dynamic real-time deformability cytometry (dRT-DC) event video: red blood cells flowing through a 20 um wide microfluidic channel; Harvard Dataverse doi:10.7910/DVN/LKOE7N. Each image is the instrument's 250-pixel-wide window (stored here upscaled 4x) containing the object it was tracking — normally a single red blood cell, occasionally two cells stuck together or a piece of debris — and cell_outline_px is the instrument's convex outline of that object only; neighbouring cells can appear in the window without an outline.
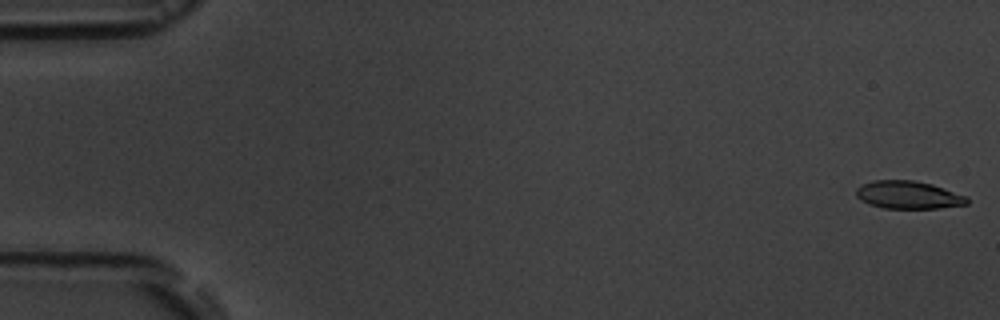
{"species": "common noctule bat (a hibernating species)", "species_latin": "Nyctalus noctula", "temperature_condition": "room temperature", "stored_images_in_passage": 5, "camera_frame_rate_fps": 3000, "um_per_image_px": 0.085, "animal": {"sex": "male", "body_mass_g": 19.5, "forearm_length_mm": 54.6}, "frame": {"image": 1, "passage_image": 1, "time_ms": 0.0, "image_size_px": [1000, 320], "cell_outline_px": [[968, 204], [940, 208], [884, 208], [868, 204], [860, 200], [856, 196], [856, 188], [872, 180], [912, 180], [932, 184], [968, 196]], "centroid_in_image_um": [77.21, 16.57], "position_along_channel_um": 7.8, "area_um2": 18.03}}
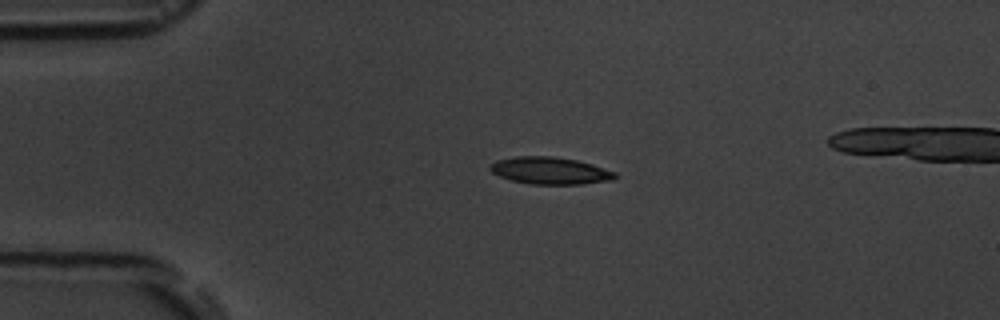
{"frame": {"image": 2, "passage_image": 3, "time_ms": 4.0, "image_size_px": [1000, 320], "cell_outline_px": [[616, 176], [612, 180], [580, 184], [528, 184], [512, 180], [500, 176], [492, 172], [488, 168], [496, 160], [516, 156], [556, 156], [576, 160], [592, 164], [616, 172]], "centroid_in_image_um": [46.75, 14.5], "position_along_channel_um": 38.3, "area_um2": 19.71}}